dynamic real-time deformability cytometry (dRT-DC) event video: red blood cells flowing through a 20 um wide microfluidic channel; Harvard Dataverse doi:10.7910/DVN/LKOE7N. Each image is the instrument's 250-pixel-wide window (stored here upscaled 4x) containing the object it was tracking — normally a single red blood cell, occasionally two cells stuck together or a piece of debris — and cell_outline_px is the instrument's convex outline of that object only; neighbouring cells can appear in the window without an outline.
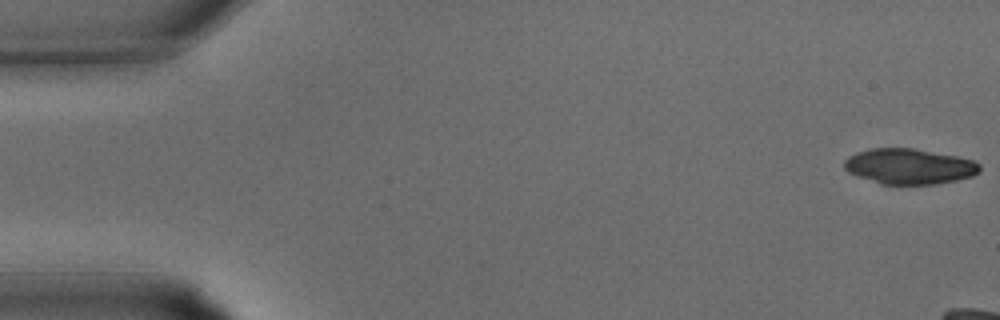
{"species": "common noctule bat (a hibernating species)", "species_latin": "Nyctalus noctula", "temperature_condition": "warm", "stored_images_in_passage": 6, "camera_frame_rate_fps": 3000, "um_per_image_px": 0.085, "animal": {"sex": "male", "body_mass_g": 15.6}, "frame": {"image": 1, "passage_image": 1, "time_ms": 0.0, "image_size_px": [1000, 320], "cell_outline_px": [[980, 172], [972, 176], [956, 180], [936, 184], [880, 184], [856, 176], [848, 172], [844, 168], [844, 160], [848, 156], [856, 152], [872, 148], [912, 148], [956, 156], [976, 160], [980, 164]], "centroid_in_image_um": [77.28, 14.14], "position_along_channel_um": 7.7, "area_um2": 28.15}}